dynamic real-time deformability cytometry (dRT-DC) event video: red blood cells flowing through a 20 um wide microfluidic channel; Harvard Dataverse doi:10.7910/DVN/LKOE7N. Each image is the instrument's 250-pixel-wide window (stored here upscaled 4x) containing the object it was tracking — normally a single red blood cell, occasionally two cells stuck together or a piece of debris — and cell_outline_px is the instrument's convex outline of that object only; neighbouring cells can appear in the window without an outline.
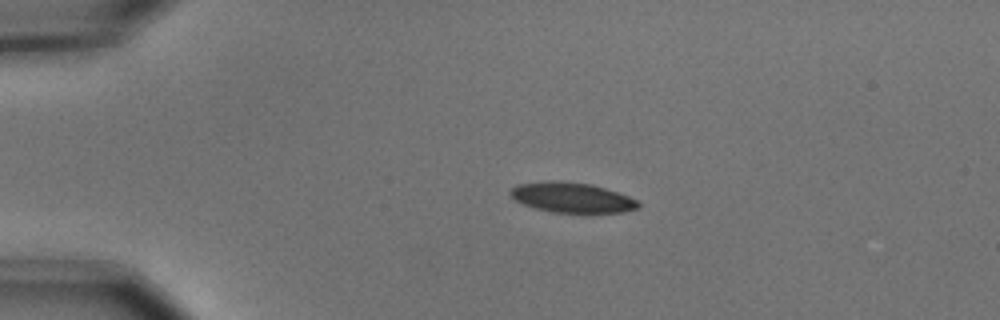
{"species": "common noctule bat (a hibernating species)", "species_latin": "Nyctalus noctula", "temperature_condition": "cold", "stored_images_in_passage": 5, "camera_frame_rate_fps": 3000, "um_per_image_px": 0.085, "animal": {"sex": "male", "body_mass_g": 15.6}, "frame": {"image": 1, "passage_image": 3, "time_ms": 0.667, "image_size_px": [1000, 320], "cell_outline_px": [[640, 208], [624, 212], [588, 216], [552, 212], [536, 208], [524, 204], [516, 200], [508, 192], [516, 184], [548, 180], [556, 180], [592, 184], [628, 196], [636, 200], [640, 204]], "centroid_in_image_um": [48.66, 16.84], "position_along_channel_um": 36.3, "area_um2": 23.35}}
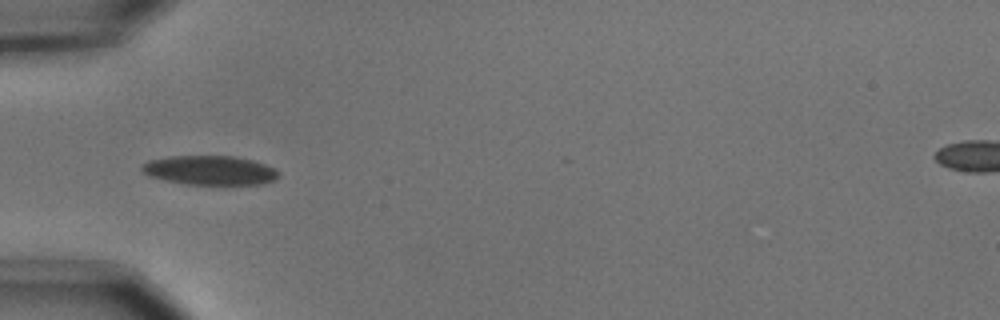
{"frame": {"image": 2, "passage_image": 4, "time_ms": 1.0, "image_size_px": [1000, 320], "cell_outline_px": [[280, 176], [264, 184], [184, 184], [164, 180], [148, 176], [140, 168], [148, 160], [168, 156], [232, 156], [252, 160], [276, 168], [280, 172]], "centroid_in_image_um": [17.84, 14.47], "position_along_channel_um": 67.2, "area_um2": 23.35}}
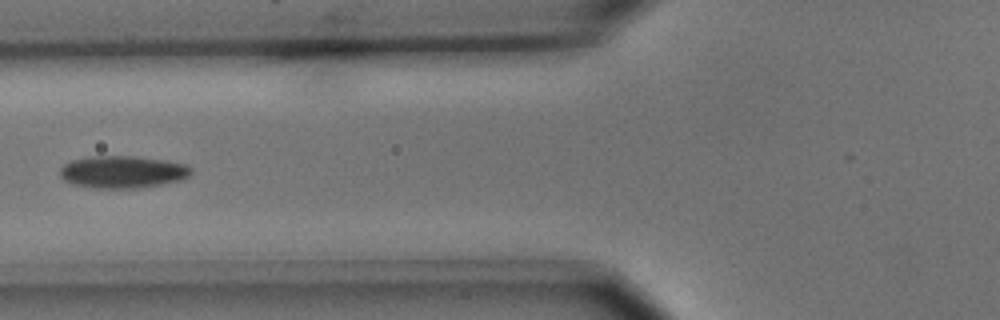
{"frame": {"image": 3, "passage_image": 5, "time_ms": 1.333, "image_size_px": [1000, 320], "cell_outline_px": [[192, 172], [188, 176], [180, 180], [160, 184], [136, 188], [96, 188], [72, 184], [64, 180], [60, 176], [60, 168], [64, 164], [72, 160], [88, 156], [136, 156], [164, 160], [184, 164], [192, 168]], "centroid_in_image_um": [10.39, 14.6], "position_along_channel_um": 115.4, "area_um2": 24.62}}